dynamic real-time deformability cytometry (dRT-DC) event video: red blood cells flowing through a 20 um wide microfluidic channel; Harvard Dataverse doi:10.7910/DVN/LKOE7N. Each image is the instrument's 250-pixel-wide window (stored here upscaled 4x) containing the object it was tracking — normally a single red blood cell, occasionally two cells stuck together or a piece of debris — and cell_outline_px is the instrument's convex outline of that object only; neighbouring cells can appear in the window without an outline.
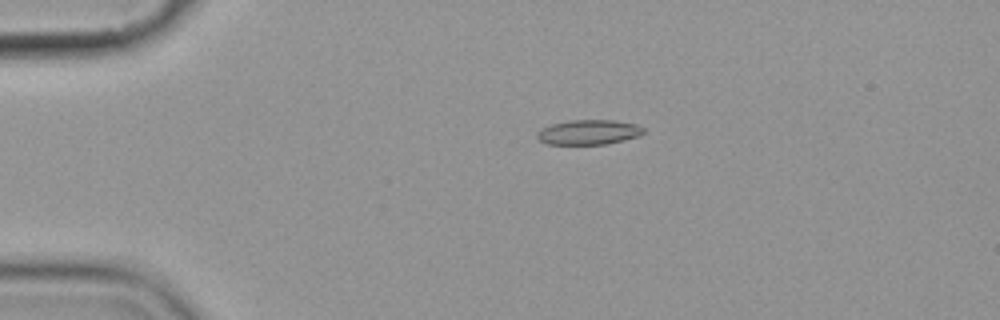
{"species": "common noctule bat (a hibernating species)", "species_latin": "Nyctalus noctula", "temperature_condition": "cold", "stored_images_in_passage": 5, "camera_frame_rate_fps": 3000, "um_per_image_px": 0.085, "animal": {"sex": "female", "body_mass_g": 19.9}, "frame": {"image": 1, "passage_image": 3, "time_ms": 2.333, "image_size_px": [1000, 320], "cell_outline_px": [[644, 132], [640, 136], [608, 144], [548, 144], [540, 140], [536, 136], [536, 132], [540, 128], [552, 124], [568, 120], [616, 120], [636, 124], [644, 128]], "centroid_in_image_um": [50.04, 11.23], "position_along_channel_um": 35.0, "area_um2": 15.55}}
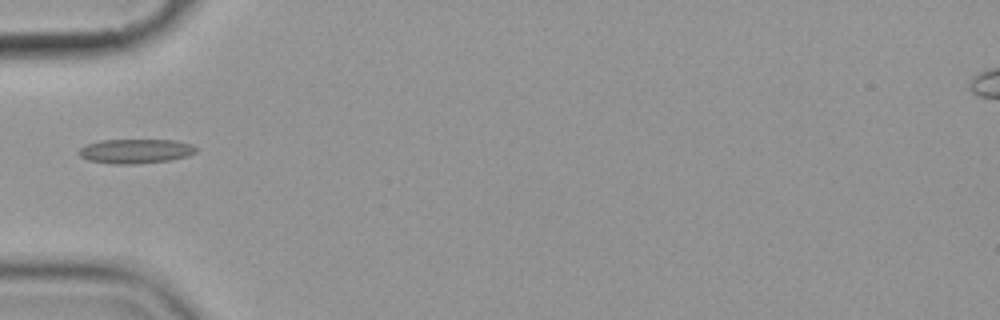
{"frame": {"image": 2, "passage_image": 5, "time_ms": 4.667, "image_size_px": [1000, 320], "cell_outline_px": [[196, 152], [188, 156], [168, 160], [136, 164], [112, 164], [88, 160], [80, 156], [76, 152], [80, 148], [88, 144], [100, 140], [176, 140], [192, 144], [196, 148]], "centroid_in_image_um": [11.51, 12.85], "position_along_channel_um": 73.5, "area_um2": 16.7}}